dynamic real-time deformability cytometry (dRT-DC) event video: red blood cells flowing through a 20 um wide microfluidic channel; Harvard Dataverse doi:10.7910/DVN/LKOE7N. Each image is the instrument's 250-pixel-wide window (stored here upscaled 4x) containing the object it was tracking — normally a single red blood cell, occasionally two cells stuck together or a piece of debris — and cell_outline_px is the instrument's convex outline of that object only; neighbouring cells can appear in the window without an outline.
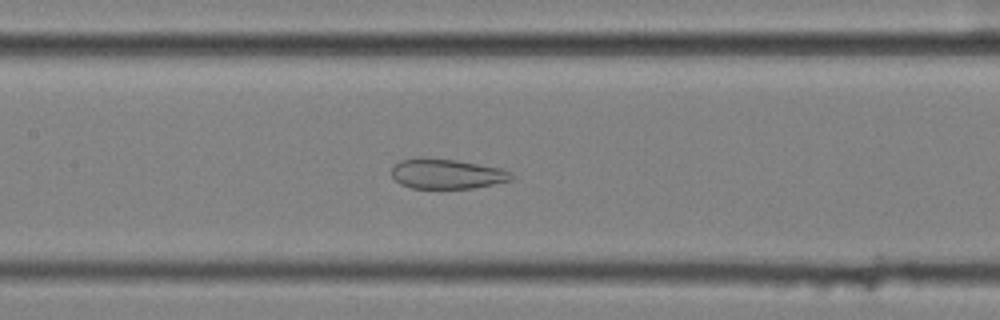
{"species": "common noctule bat (a hibernating species)", "species_latin": "Nyctalus noctula", "temperature_condition": "cold", "stored_images_in_passage": 57, "camera_frame_rate_fps": 3000, "um_per_image_px": 0.085, "animal": {"sex": "female", "body_mass_g": 25.1}, "frame": {"image": 1, "passage_image": 27, "time_ms": 8.667, "image_size_px": [1000, 320], "cell_outline_px": [[516, 176], [512, 180], [472, 188], [412, 188], [400, 184], [392, 176], [392, 168], [400, 160], [456, 160], [500, 168], [512, 172]], "centroid_in_image_um": [38.05, 14.81], "position_along_channel_um": 169.4, "area_um2": 20.23}}
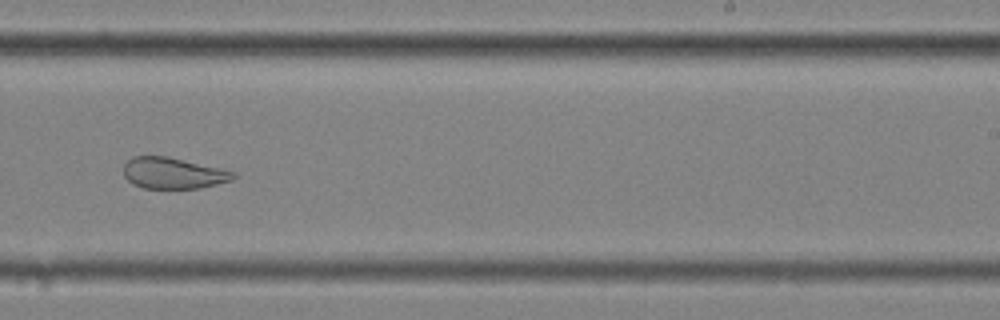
{"frame": {"image": 2, "passage_image": 36, "time_ms": 11.667, "image_size_px": [1000, 320], "cell_outline_px": [[236, 176], [232, 180], [200, 188], [144, 188], [132, 184], [124, 176], [124, 164], [132, 156], [168, 156], [220, 168], [236, 172]], "centroid_in_image_um": [14.71, 14.71], "position_along_channel_um": 274.3, "area_um2": 19.94}}
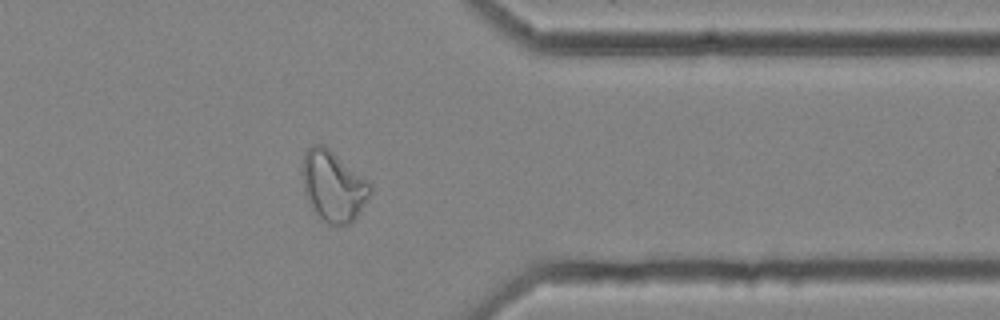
{"frame": {"image": 3, "passage_image": 46, "time_ms": 15.0, "image_size_px": [1000, 320], "cell_outline_px": [[372, 188], [368, 196], [356, 216], [348, 224], [328, 224], [320, 220], [316, 216], [304, 192], [304, 152], [312, 144], [324, 144], [372, 180]], "centroid_in_image_um": [28.36, 15.78], "position_along_channel_um": 383.0, "area_um2": 28.09}, "authors_computed_cell_mechanics": {"area_um2": 29.2468, "velocity_mm_per_s": 3.5047, "shape_relaxation_time_tau1_ms": null, "shape_relaxation_time_tau2_ms": 1.907, "deformation_change_tau1": null, "deformation_change_tau2": 0.0911}}